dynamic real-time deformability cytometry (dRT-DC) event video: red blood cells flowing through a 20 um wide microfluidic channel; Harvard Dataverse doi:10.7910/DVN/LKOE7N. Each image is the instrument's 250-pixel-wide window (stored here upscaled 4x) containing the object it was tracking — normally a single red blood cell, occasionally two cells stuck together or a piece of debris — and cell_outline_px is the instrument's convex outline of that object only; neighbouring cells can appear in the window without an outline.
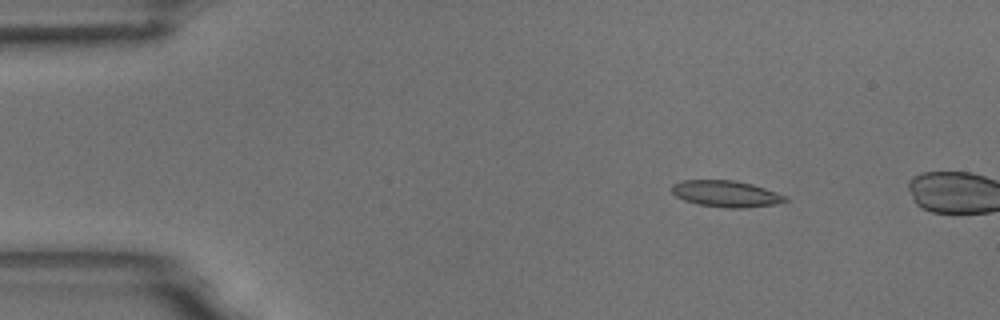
{"species": "common noctule bat (a hibernating species)", "species_latin": "Nyctalus noctula", "temperature_condition": "room temperature", "stored_images_in_passage": 6, "camera_frame_rate_fps": 3000, "um_per_image_px": 0.085, "animal": {"sex": "male", "body_mass_g": 18.8}, "frame": {"image": 1, "passage_image": 1, "time_ms": 0.0, "image_size_px": [1000, 320], "cell_outline_px": [[788, 200], [776, 204], [744, 208], [724, 208], [696, 204], [684, 200], [676, 196], [672, 192], [672, 184], [680, 180], [732, 180], [752, 184], [788, 196]], "centroid_in_image_um": [61.7, 16.47], "position_along_channel_um": 23.3, "area_um2": 17.57}}